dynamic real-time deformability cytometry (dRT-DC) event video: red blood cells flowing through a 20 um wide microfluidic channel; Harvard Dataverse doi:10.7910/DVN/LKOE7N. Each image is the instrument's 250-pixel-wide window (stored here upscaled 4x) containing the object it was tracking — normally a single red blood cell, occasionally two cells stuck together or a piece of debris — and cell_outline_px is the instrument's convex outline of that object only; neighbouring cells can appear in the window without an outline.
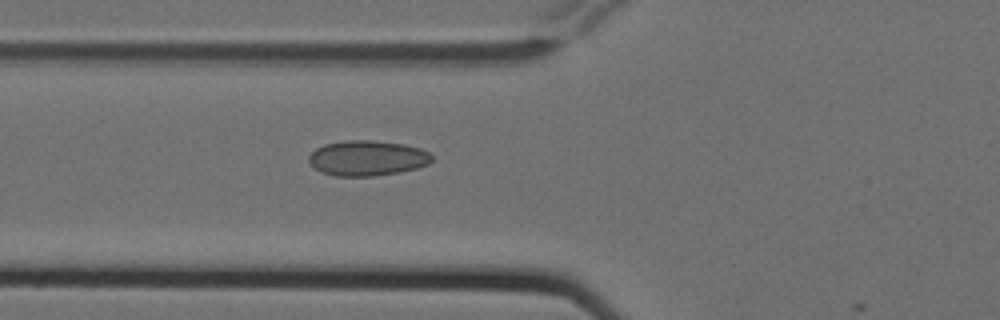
{"species": "Egyptian fruit bat (a non-hibernating species)", "species_latin": "Rousettus aegyptiacus", "temperature_condition": "cold", "stored_images_in_passage": 7, "camera_frame_rate_fps": 3000, "um_per_image_px": 0.085, "animal": {"sex": "female"}, "frame": {"image": 1, "passage_image": 7, "time_ms": 2.0, "image_size_px": [1000, 320], "cell_outline_px": [[432, 160], [428, 164], [416, 168], [400, 172], [372, 176], [336, 176], [320, 172], [308, 160], [308, 156], [316, 148], [324, 144], [348, 140], [368, 140], [404, 144], [420, 148], [428, 152], [432, 156]], "centroid_in_image_um": [31.21, 13.44], "position_along_channel_um": 94.6, "area_um2": 25.2}}